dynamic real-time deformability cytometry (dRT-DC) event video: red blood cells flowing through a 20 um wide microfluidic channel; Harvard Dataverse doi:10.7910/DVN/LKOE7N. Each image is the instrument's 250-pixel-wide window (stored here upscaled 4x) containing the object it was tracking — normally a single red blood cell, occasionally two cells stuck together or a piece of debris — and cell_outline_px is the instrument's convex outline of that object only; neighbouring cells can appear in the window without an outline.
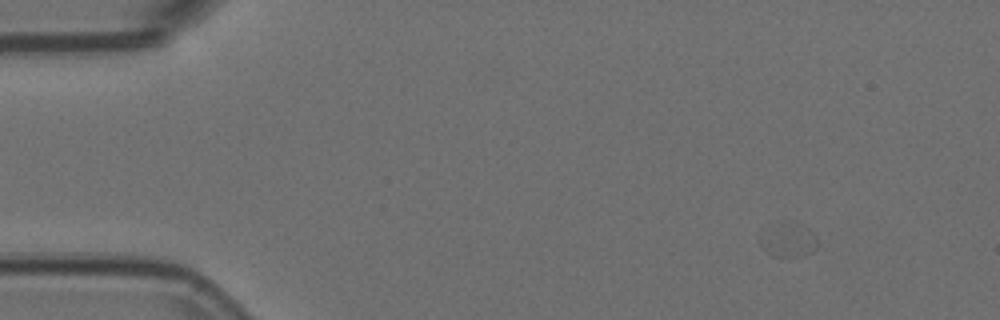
{"species": "Egyptian fruit bat (a non-hibernating species)", "species_latin": "Rousettus aegyptiacus", "temperature_condition": "room temperature", "stored_images_in_passage": 52, "camera_frame_rate_fps": 3000, "um_per_image_px": 0.085, "animal": {"sex": "female"}, "frame": {"image": 1, "passage_image": 1, "time_ms": 0.0, "image_size_px": [1000, 320], "cell_outline_px": [[816, 248], [812, 252], [804, 256], [776, 256], [768, 252], [760, 244], [760, 240], [796, 220], [804, 224], [816, 236]], "centroid_in_image_um": [67.2, 20.48], "position_along_channel_um": 17.8, "area_um2": 10.12}}
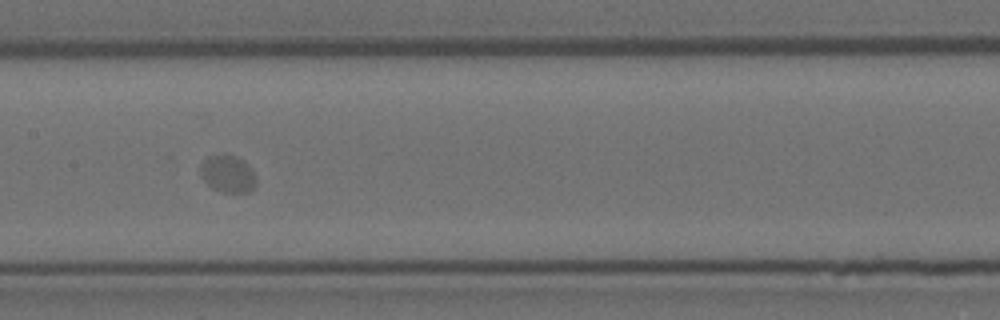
{"frame": {"image": 2, "passage_image": 23, "time_ms": 7.333, "image_size_px": [1000, 320], "cell_outline_px": [[256, 184], [248, 192], [224, 192], [212, 188], [200, 176], [200, 164], [208, 156], [236, 156], [244, 160], [256, 176]], "centroid_in_image_um": [19.35, 14.79], "position_along_channel_um": 188.0, "area_um2": 11.91}}
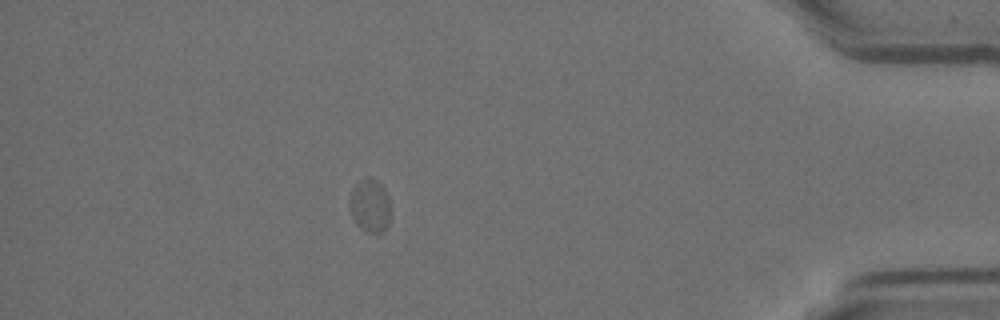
{"frame": {"image": 3, "passage_image": 45, "time_ms": 14.667, "image_size_px": [1000, 320], "cell_outline_px": [[388, 228], [384, 232], [364, 232], [356, 224], [352, 216], [352, 188], [360, 180], [368, 176], [376, 180], [384, 188], [388, 196]], "centroid_in_image_um": [31.46, 17.49], "position_along_channel_um": 403.7, "area_um2": 12.31}}